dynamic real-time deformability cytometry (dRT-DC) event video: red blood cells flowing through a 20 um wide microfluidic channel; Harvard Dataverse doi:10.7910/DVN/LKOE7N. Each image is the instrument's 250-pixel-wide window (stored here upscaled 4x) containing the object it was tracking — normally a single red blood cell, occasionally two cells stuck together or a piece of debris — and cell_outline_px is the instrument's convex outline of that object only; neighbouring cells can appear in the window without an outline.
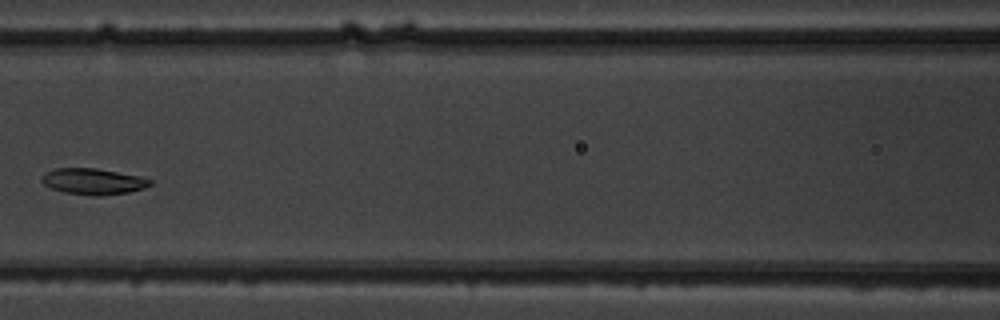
{"species": "common noctule bat (a hibernating species)", "species_latin": "Nyctalus noctula", "temperature_condition": "warm", "stored_images_in_passage": 5, "camera_frame_rate_fps": 3000, "um_per_image_px": 0.085, "animal": {"sex": "male", "body_mass_g": 19.5, "forearm_length_mm": 54.6}, "frame": {"image": 1, "passage_image": 5, "time_ms": 4.667, "image_size_px": [1000, 320], "cell_outline_px": [[152, 184], [144, 188], [128, 192], [100, 196], [92, 196], [64, 192], [52, 188], [44, 184], [40, 180], [44, 172], [56, 168], [96, 168], [140, 176], [152, 180]], "centroid_in_image_um": [7.91, 15.42], "position_along_channel_um": 158.7, "area_um2": 16.53}}